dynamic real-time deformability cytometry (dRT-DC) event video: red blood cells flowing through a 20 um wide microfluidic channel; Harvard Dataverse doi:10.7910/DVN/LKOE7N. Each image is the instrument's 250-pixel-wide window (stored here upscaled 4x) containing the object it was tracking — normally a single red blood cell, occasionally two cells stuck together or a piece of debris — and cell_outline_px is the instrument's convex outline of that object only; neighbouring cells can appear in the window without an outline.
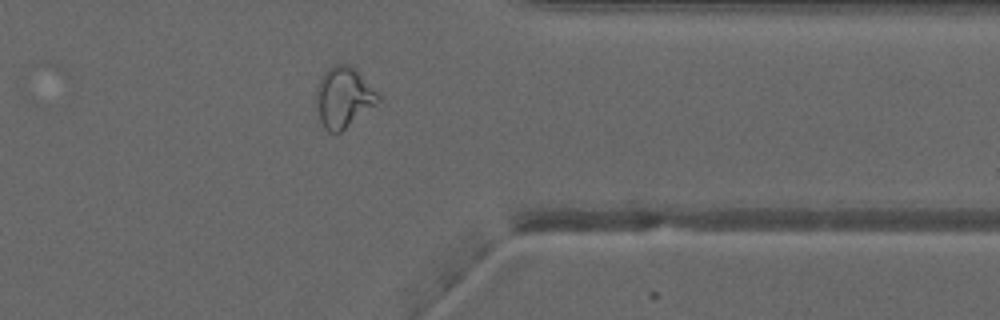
{"species": "common noctule bat (a hibernating species)", "species_latin": "Nyctalus noctula", "temperature_condition": "warm", "stored_images_in_passage": 33, "camera_frame_rate_fps": 3000, "um_per_image_px": 0.085, "animal": {"sex": "male", "forearm_length_mm": 52.5}, "frame": {"image": 1, "passage_image": 28, "time_ms": 9.0, "image_size_px": [1000, 320], "cell_outline_px": [[380, 100], [340, 132], [328, 132], [324, 128], [320, 120], [316, 108], [316, 88], [324, 72], [328, 68], [336, 64], [348, 64], [380, 96]], "centroid_in_image_um": [29.14, 8.29], "position_along_channel_um": 382.3, "area_um2": 21.1}}